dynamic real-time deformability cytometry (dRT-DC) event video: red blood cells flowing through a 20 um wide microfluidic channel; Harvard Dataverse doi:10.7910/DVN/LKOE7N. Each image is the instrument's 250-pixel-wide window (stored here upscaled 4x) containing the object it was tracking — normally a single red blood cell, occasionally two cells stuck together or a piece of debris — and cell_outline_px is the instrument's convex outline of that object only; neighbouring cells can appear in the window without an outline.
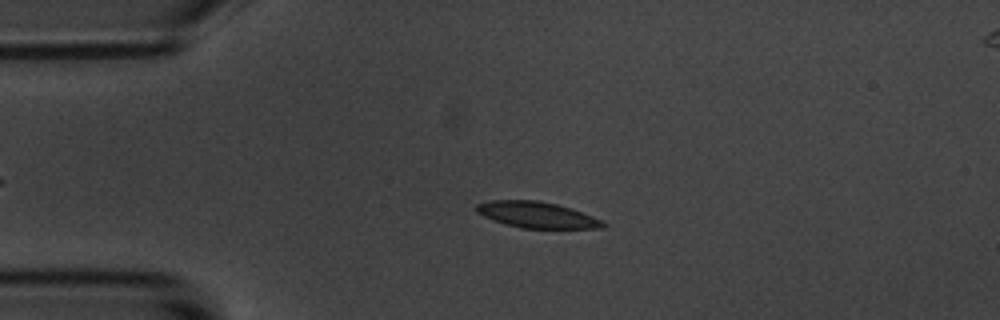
{"species": "common noctule bat (a hibernating species)", "species_latin": "Nyctalus noctula", "temperature_condition": "room temperature", "stored_images_in_passage": 4, "camera_frame_rate_fps": 3000, "um_per_image_px": 0.085, "animal": {"sex": "male", "body_mass_g": 20.1, "forearm_length_mm": 53.5}, "frame": {"image": 1, "passage_image": 3, "time_ms": 2.333, "image_size_px": [1000, 320], "cell_outline_px": [[608, 224], [600, 228], [520, 228], [504, 224], [484, 216], [476, 212], [476, 204], [492, 200], [536, 200], [556, 204], [572, 208], [592, 216]], "centroid_in_image_um": [45.61, 18.26], "position_along_channel_um": 39.4, "area_um2": 19.13}}